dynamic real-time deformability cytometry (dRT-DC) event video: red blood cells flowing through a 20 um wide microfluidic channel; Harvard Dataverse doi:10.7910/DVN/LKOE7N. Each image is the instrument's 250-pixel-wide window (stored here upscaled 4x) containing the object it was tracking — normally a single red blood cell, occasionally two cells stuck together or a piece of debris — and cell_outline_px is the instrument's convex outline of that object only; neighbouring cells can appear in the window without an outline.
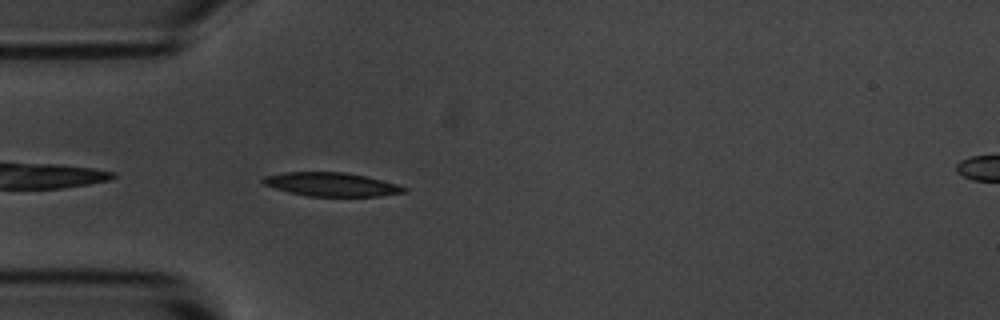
{"species": "common noctule bat (a hibernating species)", "species_latin": "Nyctalus noctula", "temperature_condition": "room temperature", "stored_images_in_passage": 5, "segment_of_instrument_passage": [1, 2], "camera_frame_rate_fps": 3000, "um_per_image_px": 0.085, "animal": {"sex": "male", "body_mass_g": 20.1, "forearm_length_mm": 53.5}, "frame": {"image": 1, "passage_image": 4, "time_ms": 1.0, "image_size_px": [1000, 320], "cell_outline_px": [[408, 192], [380, 196], [308, 196], [276, 188], [264, 184], [260, 180], [264, 176], [284, 172], [344, 172], [368, 176], [396, 184], [408, 188]], "centroid_in_image_um": [28.22, 15.67], "position_along_channel_um": 56.8, "area_um2": 19.42}}